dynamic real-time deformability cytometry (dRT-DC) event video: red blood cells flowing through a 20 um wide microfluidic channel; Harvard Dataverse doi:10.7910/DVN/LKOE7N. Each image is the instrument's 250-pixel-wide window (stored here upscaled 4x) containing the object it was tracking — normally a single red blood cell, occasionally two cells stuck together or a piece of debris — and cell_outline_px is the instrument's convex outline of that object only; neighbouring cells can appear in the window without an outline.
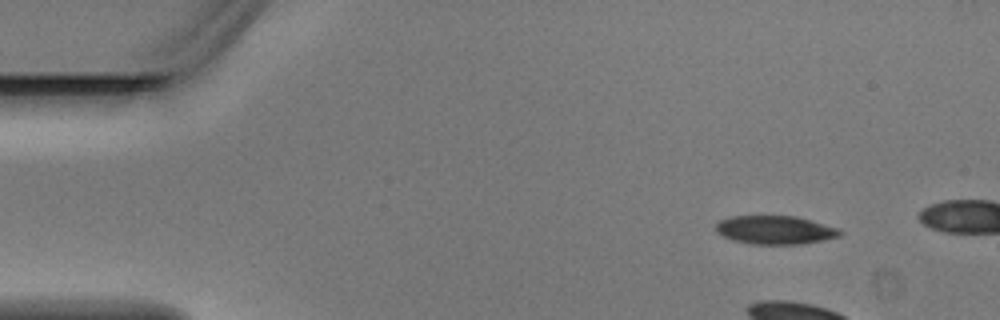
{"species": "Egyptian fruit bat (a non-hibernating species)", "species_latin": "Rousettus aegyptiacus", "temperature_condition": "warm", "stored_images_in_passage": 5, "camera_frame_rate_fps": 3000, "um_per_image_px": 0.085, "animal": {"sex": "male"}, "frame": {"image": 1, "passage_image": 1, "time_ms": 0.0, "image_size_px": [1000, 320], "cell_outline_px": [[844, 232], [840, 236], [824, 240], [800, 244], [752, 244], [732, 240], [716, 232], [716, 224], [720, 220], [732, 216], [796, 216], [840, 228]], "centroid_in_image_um": [65.92, 19.55], "position_along_channel_um": 19.1, "area_um2": 20.69}}